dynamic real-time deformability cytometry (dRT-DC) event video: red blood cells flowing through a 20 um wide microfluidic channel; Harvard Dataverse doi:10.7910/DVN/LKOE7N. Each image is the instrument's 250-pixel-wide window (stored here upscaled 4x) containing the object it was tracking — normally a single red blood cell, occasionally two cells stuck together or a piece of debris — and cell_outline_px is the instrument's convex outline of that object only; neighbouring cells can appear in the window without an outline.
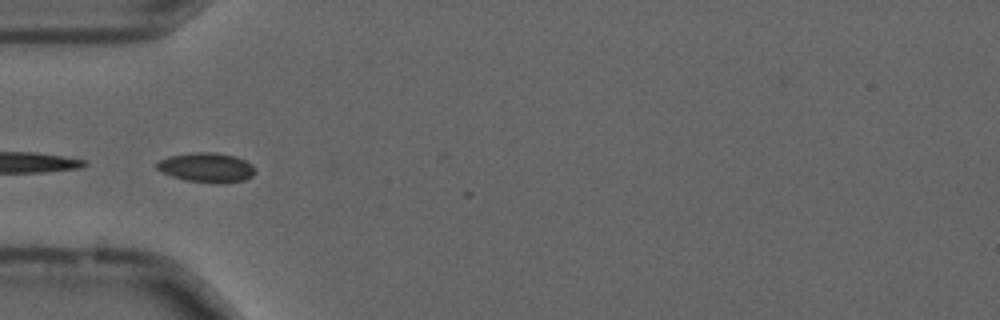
{"species": "common noctule bat (a hibernating species)", "species_latin": "Nyctalus noctula", "temperature_condition": "cold", "stored_images_in_passage": 20, "segment_of_instrument_passage": [2, 2], "camera_frame_rate_fps": 3000, "um_per_image_px": 0.085, "animal": {"sex": "male", "forearm_length_mm": 52.5}, "frame": {"image": 1, "passage_image": 18, "time_ms": 5.667, "image_size_px": [1000, 320], "cell_outline_px": [[256, 172], [252, 176], [244, 180], [220, 184], [216, 184], [184, 180], [172, 176], [156, 168], [156, 164], [160, 160], [168, 156], [196, 152], [212, 152], [236, 156], [252, 164], [256, 168]], "centroid_in_image_um": [17.6, 14.25], "position_along_channel_um": 67.4, "area_um2": 17.05}}